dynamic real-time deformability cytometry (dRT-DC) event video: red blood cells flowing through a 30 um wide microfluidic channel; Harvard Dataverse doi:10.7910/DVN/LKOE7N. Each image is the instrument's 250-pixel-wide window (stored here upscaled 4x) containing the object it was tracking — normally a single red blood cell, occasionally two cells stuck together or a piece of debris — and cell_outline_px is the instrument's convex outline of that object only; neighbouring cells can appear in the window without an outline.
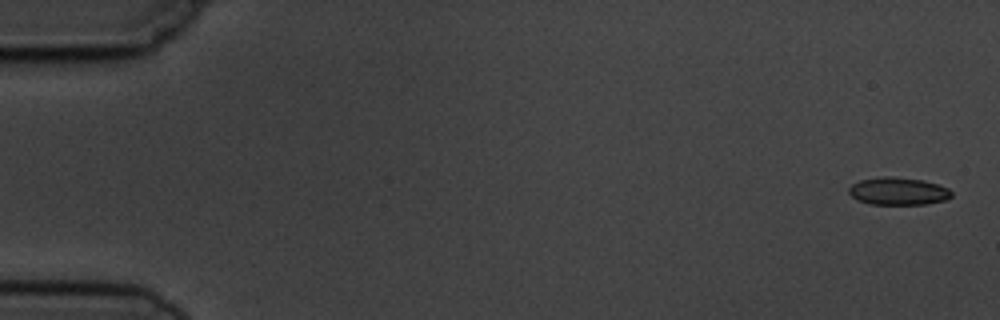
{"species": "common noctule bat (a hibernating species)", "species_latin": "Nyctalus noctula", "temperature_condition": "cold", "stored_images_in_passage": 6, "camera_frame_rate_fps": 3000, "um_per_image_px": 0.085, "animal": {"sex": "male", "body_mass_g": 19.5, "forearm_length_mm": 54.6}, "frame": {"image": 1, "passage_image": 1, "time_ms": 0.0, "image_size_px": [1000, 320], "cell_outline_px": [[952, 196], [944, 200], [928, 204], [868, 204], [856, 200], [848, 192], [848, 188], [852, 184], [860, 180], [880, 176], [892, 176], [924, 180], [948, 188], [952, 192]], "centroid_in_image_um": [76.32, 16.25], "position_along_channel_um": 8.7, "area_um2": 16.65}}